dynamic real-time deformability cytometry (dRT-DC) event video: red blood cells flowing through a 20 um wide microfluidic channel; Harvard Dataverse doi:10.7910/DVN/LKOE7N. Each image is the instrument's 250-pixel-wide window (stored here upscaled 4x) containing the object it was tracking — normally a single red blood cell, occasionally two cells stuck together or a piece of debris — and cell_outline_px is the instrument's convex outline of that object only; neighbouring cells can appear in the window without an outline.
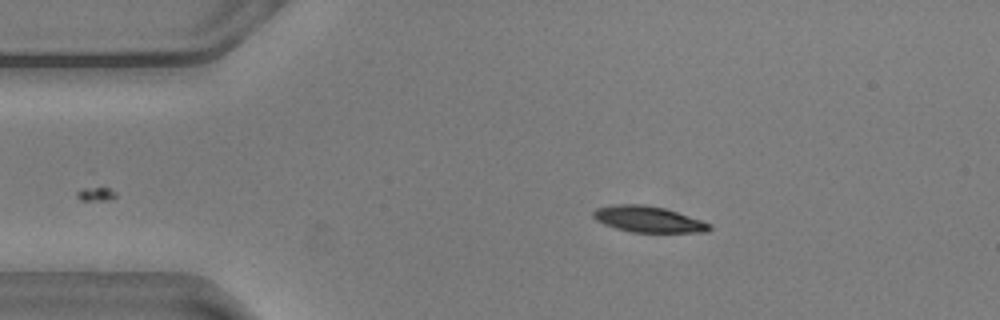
{"species": "common noctule bat (a hibernating species)", "species_latin": "Nyctalus noctula", "temperature_condition": "warm", "stored_images_in_passage": 44, "camera_frame_rate_fps": 3000, "um_per_image_px": 0.085, "animal": {"sex": "male", "body_mass_g": 20.5, "forearm_length_mm": 52.5}, "frame": {"image": 1, "passage_image": 4, "time_ms": 1.0, "image_size_px": [1000, 320], "cell_outline_px": [[712, 228], [708, 232], [632, 232], [616, 228], [604, 224], [596, 220], [592, 216], [592, 212], [596, 208], [612, 204], [644, 204], [664, 208], [712, 224]], "centroid_in_image_um": [55.07, 18.63], "position_along_channel_um": 29.9, "area_um2": 17.63}}
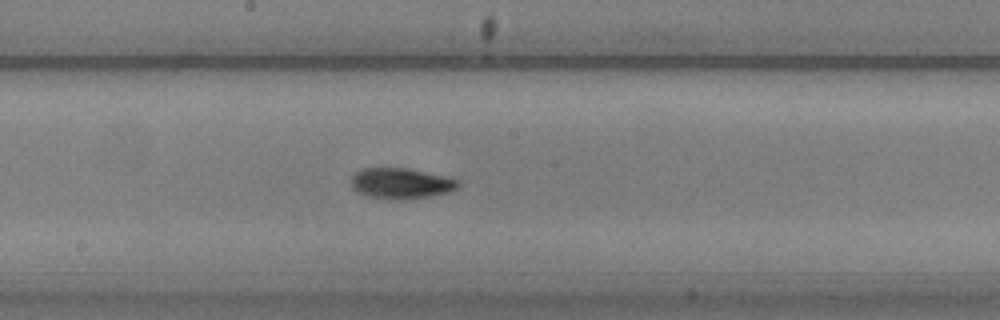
{"frame": {"image": 2, "passage_image": 23, "time_ms": 7.333, "image_size_px": [1000, 320], "cell_outline_px": [[460, 184], [456, 188], [448, 192], [432, 196], [392, 200], [368, 196], [356, 192], [352, 188], [352, 176], [360, 168], [408, 168], [444, 176], [460, 180]], "centroid_in_image_um": [34.07, 15.58], "position_along_channel_um": 214.1, "area_um2": 19.13}}
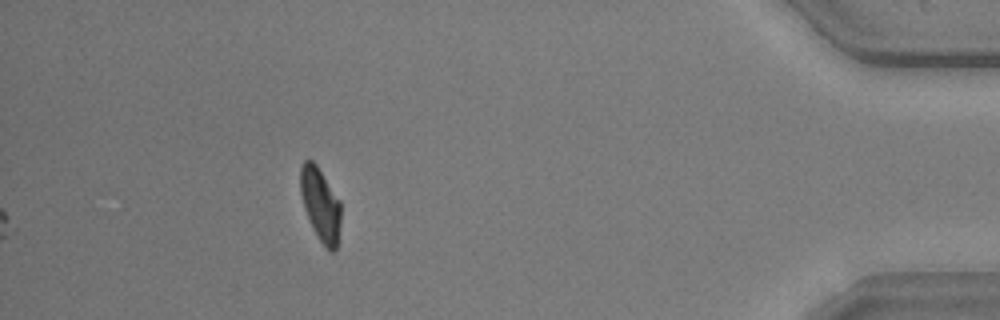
{"frame": {"image": 3, "passage_image": 44, "time_ms": 14.333, "image_size_px": [1000, 320], "cell_outline_px": [[340, 224], [336, 248], [332, 252], [328, 252], [312, 228], [304, 208], [300, 192], [300, 168], [304, 160], [312, 160], [316, 164], [340, 200]], "centroid_in_image_um": [27.23, 17.38], "position_along_channel_um": 408.0, "area_um2": 17.22}, "authors_computed_cell_mechanics": {"area_um2": 18.5249, "velocity_mm_per_s": 3.5976, "shape_relaxation_time_tau1_ms": 3.4616, "shape_relaxation_time_tau2_ms": 2.208, "deformation_change_tau1": 0.157, "deformation_change_tau2": 0.0578}}